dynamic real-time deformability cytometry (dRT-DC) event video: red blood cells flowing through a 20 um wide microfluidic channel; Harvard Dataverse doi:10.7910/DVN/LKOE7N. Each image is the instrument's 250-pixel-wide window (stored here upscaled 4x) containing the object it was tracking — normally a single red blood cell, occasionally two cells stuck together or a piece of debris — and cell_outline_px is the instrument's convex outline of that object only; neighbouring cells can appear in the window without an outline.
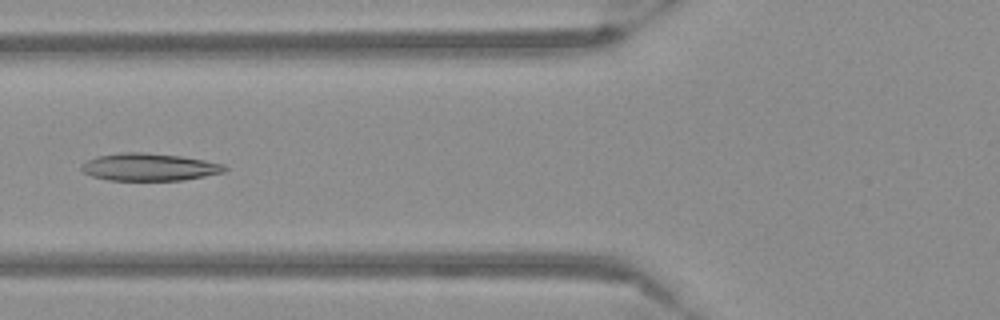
{"species": "Egyptian fruit bat (a non-hibernating species)", "species_latin": "Rousettus aegyptiacus", "temperature_condition": "warm", "stored_images_in_passage": 54, "camera_frame_rate_fps": 3000, "um_per_image_px": 0.085, "frame": {"image": 1, "passage_image": 22, "time_ms": 7.0, "image_size_px": [1000, 320], "cell_outline_px": [[228, 168], [224, 172], [184, 180], [108, 180], [92, 176], [84, 172], [80, 168], [80, 164], [96, 156], [124, 152], [144, 152], [180, 156], [204, 160], [224, 164]], "centroid_in_image_um": [12.67, 14.19], "position_along_channel_um": 113.1, "area_um2": 22.89}}
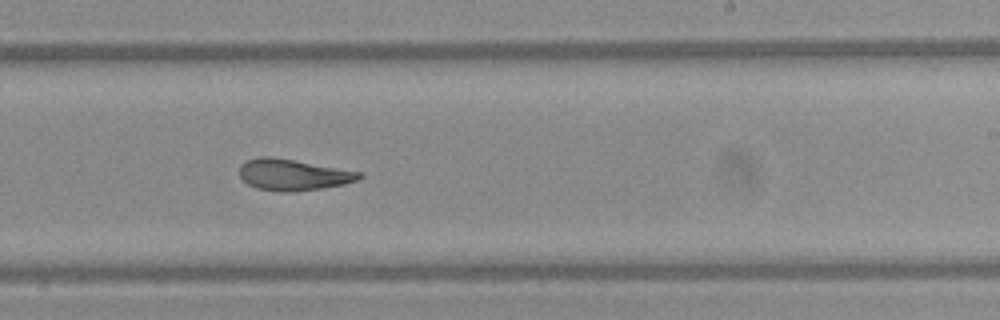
{"frame": {"image": 2, "passage_image": 34, "time_ms": 11.0, "image_size_px": [1000, 320], "cell_outline_px": [[364, 176], [356, 180], [344, 184], [324, 188], [280, 192], [256, 188], [248, 184], [240, 176], [240, 164], [244, 160], [256, 156], [272, 156], [360, 172]], "centroid_in_image_um": [24.85, 14.84], "position_along_channel_um": 264.1, "area_um2": 21.73}}
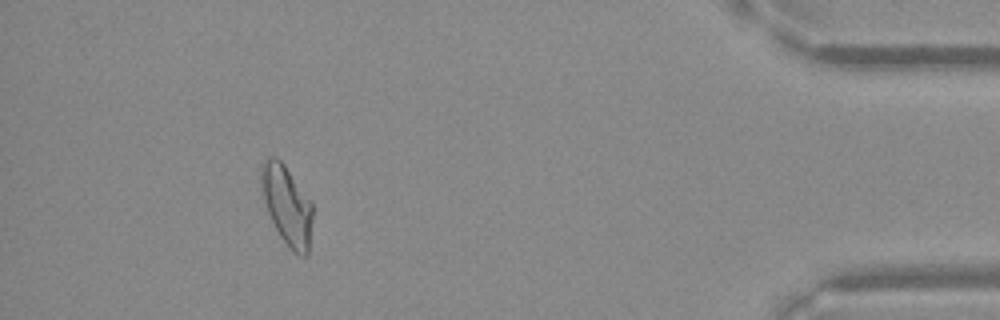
{"frame": {"image": 3, "passage_image": 50, "time_ms": 16.333, "image_size_px": [1000, 320], "cell_outline_px": [[312, 220], [308, 252], [304, 256], [300, 256], [292, 252], [288, 248], [280, 236], [268, 212], [260, 188], [260, 164], [268, 156], [276, 156], [284, 164], [312, 200]], "centroid_in_image_um": [24.38, 17.41], "position_along_channel_um": 410.8, "area_um2": 24.1}}